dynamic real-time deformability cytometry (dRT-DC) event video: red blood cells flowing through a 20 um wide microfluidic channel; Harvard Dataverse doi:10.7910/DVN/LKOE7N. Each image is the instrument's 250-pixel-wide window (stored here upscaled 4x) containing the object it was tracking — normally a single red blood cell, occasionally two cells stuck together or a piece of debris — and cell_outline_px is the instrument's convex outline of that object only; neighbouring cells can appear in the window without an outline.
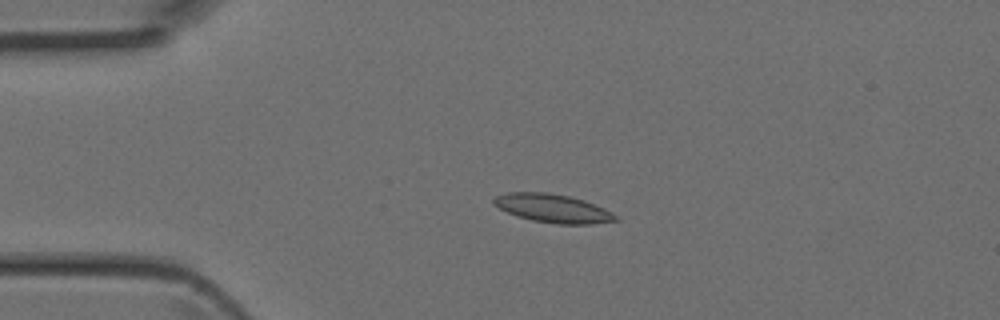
{"species": "Egyptian fruit bat (a non-hibernating species)", "species_latin": "Rousettus aegyptiacus", "temperature_condition": "room temperature", "stored_images_in_passage": 7, "camera_frame_rate_fps": 3000, "um_per_image_px": 0.085, "animal": {"sex": "female"}, "frame": {"image": 1, "passage_image": 5, "time_ms": 1.333, "image_size_px": [1000, 320], "cell_outline_px": [[620, 220], [592, 224], [556, 224], [532, 220], [516, 216], [492, 204], [492, 200], [496, 196], [508, 192], [548, 192], [568, 196], [584, 200], [604, 208], [620, 216]], "centroid_in_image_um": [47.02, 17.71], "position_along_channel_um": 38.0, "area_um2": 20.35}}
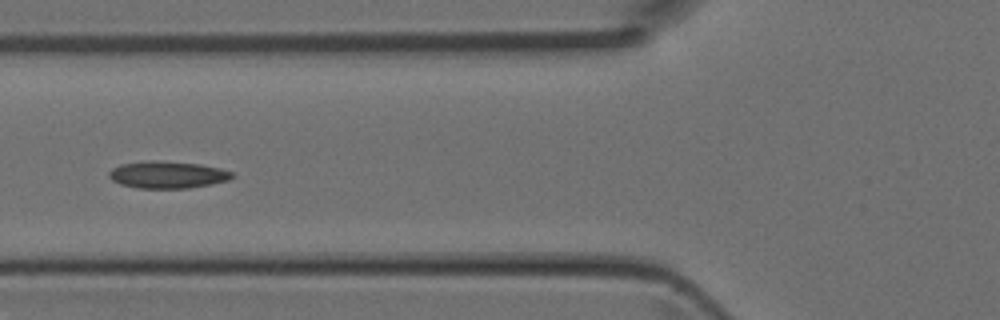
{"frame": {"image": 2, "passage_image": 7, "time_ms": 2.0, "image_size_px": [1000, 320], "cell_outline_px": [[236, 176], [228, 180], [212, 184], [188, 188], [140, 188], [120, 184], [112, 180], [108, 176], [108, 172], [112, 168], [120, 164], [152, 160], [156, 160], [200, 164], [220, 168], [232, 172]], "centroid_in_image_um": [14.24, 14.85], "position_along_channel_um": 111.6, "area_um2": 19.48}}